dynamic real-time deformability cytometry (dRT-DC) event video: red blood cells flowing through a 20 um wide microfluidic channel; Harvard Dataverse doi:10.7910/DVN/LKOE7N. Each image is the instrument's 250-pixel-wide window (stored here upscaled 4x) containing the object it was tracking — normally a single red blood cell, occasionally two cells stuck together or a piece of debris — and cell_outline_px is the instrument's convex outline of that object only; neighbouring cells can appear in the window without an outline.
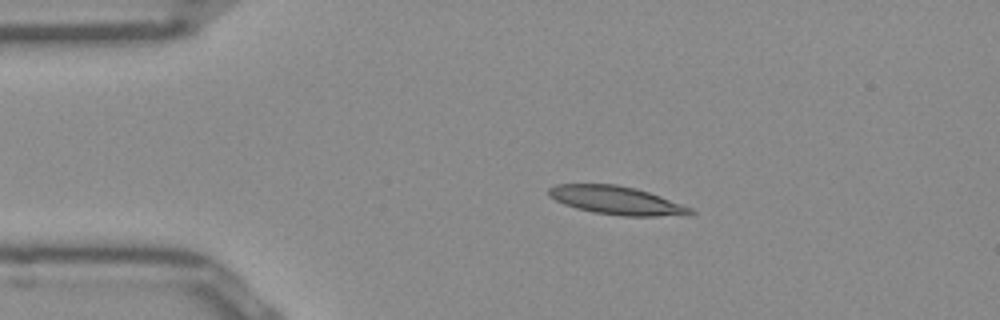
{"species": "Egyptian fruit bat (a non-hibernating species)", "species_latin": "Rousettus aegyptiacus", "temperature_condition": "room temperature", "stored_images_in_passage": 42, "camera_frame_rate_fps": 3000, "um_per_image_px": 0.085, "frame": {"image": 1, "passage_image": 1, "time_ms": 0.0, "image_size_px": [1000, 320], "cell_outline_px": [[696, 212], [688, 216], [624, 216], [592, 212], [576, 208], [564, 204], [548, 196], [548, 188], [556, 184], [616, 184], [648, 192], [660, 196], [692, 208]], "centroid_in_image_um": [52.42, 17.04], "position_along_channel_um": 32.6, "area_um2": 23.41}}
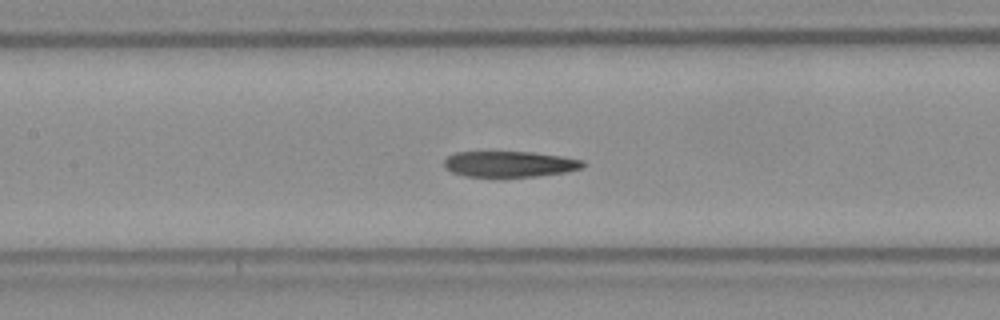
{"frame": {"image": 2, "passage_image": 14, "time_ms": 4.333, "image_size_px": [1000, 320], "cell_outline_px": [[584, 164], [580, 168], [564, 172], [536, 176], [464, 176], [452, 172], [444, 164], [444, 160], [448, 156], [456, 152], [532, 152], [560, 156], [584, 160]], "centroid_in_image_um": [43.3, 13.93], "position_along_channel_um": 164.1, "area_um2": 20.52}}
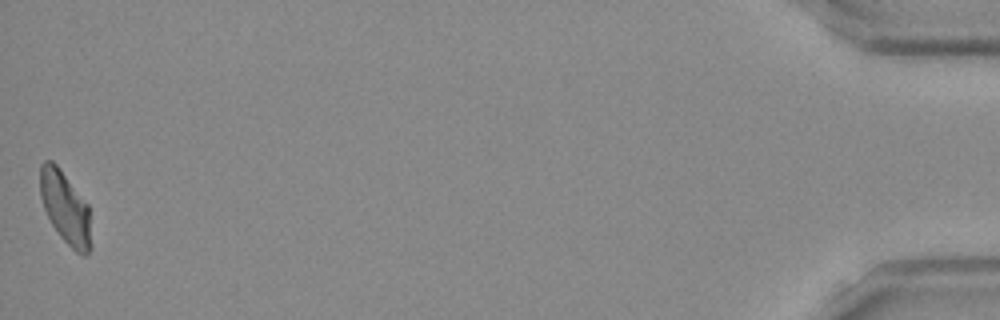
{"frame": {"image": 3, "passage_image": 42, "time_ms": 13.667, "image_size_px": [1000, 320], "cell_outline_px": [[92, 248], [84, 256], [76, 252], [60, 236], [52, 224], [44, 208], [40, 196], [40, 164], [44, 160], [52, 160], [60, 168], [88, 204]], "centroid_in_image_um": [5.56, 17.64], "position_along_channel_um": 429.6, "area_um2": 21.5}, "authors_computed_cell_mechanics": {"area_um2": 22.253, "velocity_mm_per_s": 3.929, "shape_relaxation_time_tau1_ms": null, "shape_relaxation_time_tau2_ms": 5.0876, "deformation_change_tau1": null, "deformation_change_tau2": 0.1295}}